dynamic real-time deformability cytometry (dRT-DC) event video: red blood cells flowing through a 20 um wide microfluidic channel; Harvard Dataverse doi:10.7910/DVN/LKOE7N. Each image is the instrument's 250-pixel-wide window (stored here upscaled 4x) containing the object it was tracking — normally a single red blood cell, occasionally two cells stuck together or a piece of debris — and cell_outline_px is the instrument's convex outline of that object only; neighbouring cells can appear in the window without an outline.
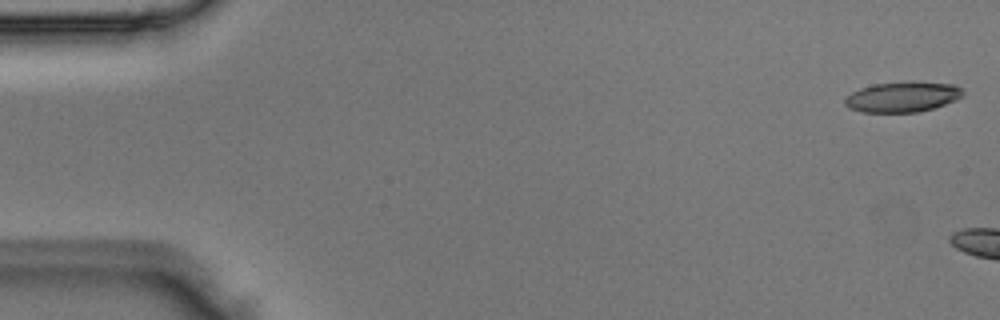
{"species": "Egyptian fruit bat (a non-hibernating species)", "species_latin": "Rousettus aegyptiacus", "temperature_condition": "room temperature", "stored_images_in_passage": 2, "camera_frame_rate_fps": 3000, "um_per_image_px": 0.085, "animal": {"sex": "male"}, "frame": {"image": 1, "passage_image": 1, "time_ms": 0.0, "image_size_px": [1000, 320], "cell_outline_px": [[964, 96], [956, 100], [932, 108], [916, 112], [860, 112], [848, 108], [844, 104], [844, 100], [852, 92], [860, 88], [872, 84], [912, 80], [956, 84], [964, 92]], "centroid_in_image_um": [76.72, 8.21], "position_along_channel_um": 8.3, "area_um2": 21.27}}